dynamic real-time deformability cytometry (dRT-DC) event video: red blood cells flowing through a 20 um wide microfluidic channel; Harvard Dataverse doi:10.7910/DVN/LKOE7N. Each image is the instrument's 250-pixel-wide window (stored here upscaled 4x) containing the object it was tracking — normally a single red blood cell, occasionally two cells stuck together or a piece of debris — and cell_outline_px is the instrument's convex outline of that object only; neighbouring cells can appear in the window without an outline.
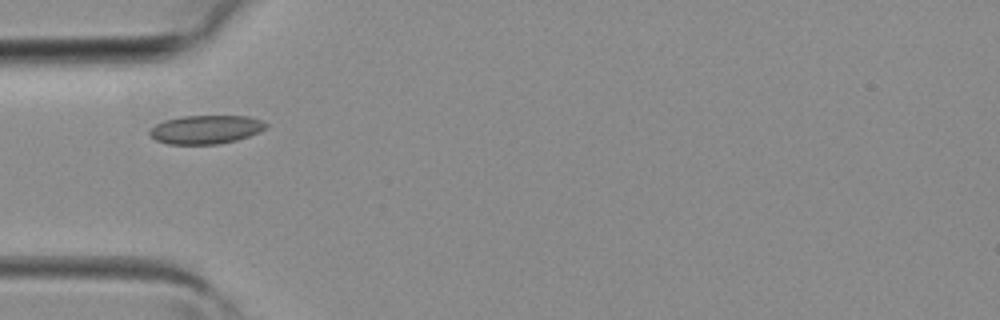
{"species": "common noctule bat (a hibernating species)", "species_latin": "Nyctalus noctula", "temperature_condition": "room temperature", "stored_images_in_passage": 4, "camera_frame_rate_fps": 3000, "um_per_image_px": 0.085, "animal": {"sex": "female", "body_mass_g": 19.3, "forearm_length_mm": 54.1}, "frame": {"image": 1, "passage_image": 3, "time_ms": 0.667, "image_size_px": [1000, 320], "cell_outline_px": [[268, 124], [260, 132], [236, 140], [216, 144], [168, 144], [156, 140], [148, 132], [156, 124], [164, 120], [180, 116], [248, 116], [260, 120]], "centroid_in_image_um": [17.48, 11.0], "position_along_channel_um": 67.5, "area_um2": 19.25}}
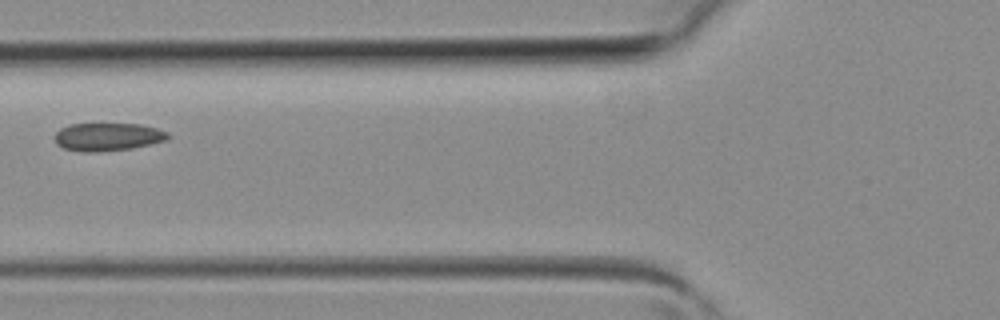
{"frame": {"image": 2, "passage_image": 4, "time_ms": 1.0, "image_size_px": [1000, 320], "cell_outline_px": [[172, 136], [164, 140], [132, 148], [92, 152], [84, 152], [64, 148], [56, 144], [56, 132], [60, 128], [68, 124], [140, 124], [156, 128], [168, 132]], "centroid_in_image_um": [9.14, 11.62], "position_along_channel_um": 116.7, "area_um2": 18.26}}